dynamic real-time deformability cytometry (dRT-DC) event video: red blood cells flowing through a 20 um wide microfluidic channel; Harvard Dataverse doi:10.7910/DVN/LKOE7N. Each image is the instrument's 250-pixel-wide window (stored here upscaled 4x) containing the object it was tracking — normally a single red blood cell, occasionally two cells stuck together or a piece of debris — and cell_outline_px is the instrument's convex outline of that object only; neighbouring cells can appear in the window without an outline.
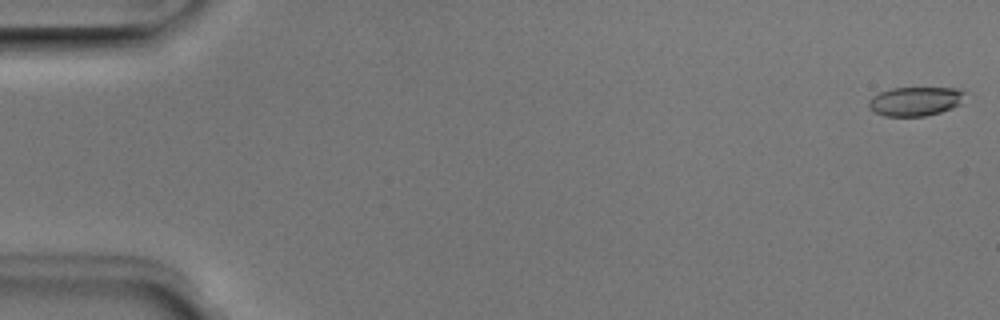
{"species": "Egyptian fruit bat (a non-hibernating species)", "species_latin": "Rousettus aegyptiacus", "temperature_condition": "room temperature", "stored_images_in_passage": 47, "segment_of_instrument_passage": [1, 2], "camera_frame_rate_fps": 3000, "um_per_image_px": 0.085, "animal": {"sex": "male"}, "frame": {"image": 1, "passage_image": 1, "time_ms": 0.0, "image_size_px": [1000, 320], "cell_outline_px": [[964, 92], [960, 104], [952, 108], [940, 112], [924, 116], [884, 116], [868, 108], [868, 100], [872, 96], [880, 92], [892, 88], [956, 88]], "centroid_in_image_um": [77.75, 8.61], "position_along_channel_um": 7.2, "area_um2": 16.18}}
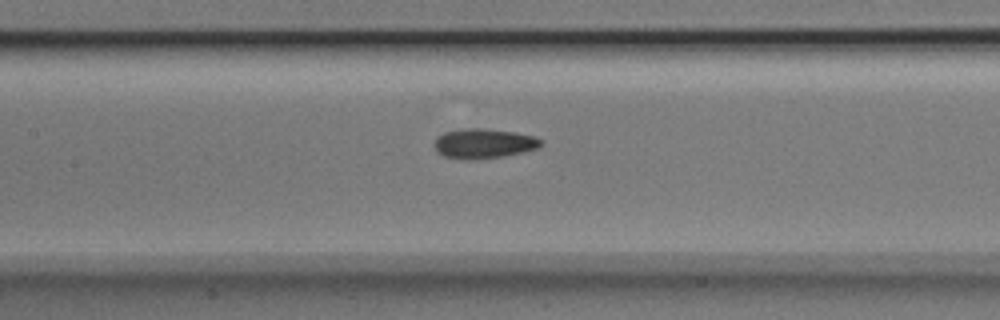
{"frame": {"image": 2, "passage_image": 24, "time_ms": 7.667, "image_size_px": [1000, 320], "cell_outline_px": [[544, 144], [536, 148], [504, 156], [468, 160], [444, 156], [436, 152], [432, 144], [436, 136], [444, 132], [472, 128], [484, 128], [516, 132], [536, 136], [544, 140]], "centroid_in_image_um": [41.1, 12.19], "position_along_channel_um": 166.3, "area_um2": 18.67}}
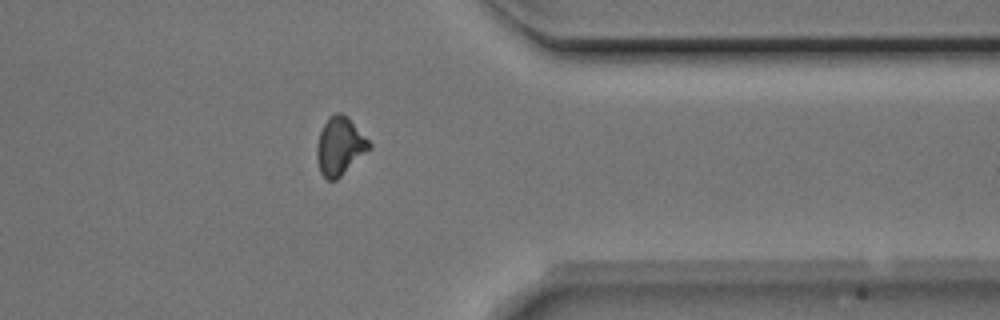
{"frame": {"image": 3, "passage_image": 41, "time_ms": 13.333, "image_size_px": [1000, 320], "cell_outline_px": [[372, 148], [336, 180], [328, 180], [320, 172], [316, 156], [316, 144], [320, 132], [328, 116], [336, 112], [340, 112], [348, 116], [372, 144]], "centroid_in_image_um": [28.89, 12.4], "position_along_channel_um": 382.5, "area_um2": 17.86}}